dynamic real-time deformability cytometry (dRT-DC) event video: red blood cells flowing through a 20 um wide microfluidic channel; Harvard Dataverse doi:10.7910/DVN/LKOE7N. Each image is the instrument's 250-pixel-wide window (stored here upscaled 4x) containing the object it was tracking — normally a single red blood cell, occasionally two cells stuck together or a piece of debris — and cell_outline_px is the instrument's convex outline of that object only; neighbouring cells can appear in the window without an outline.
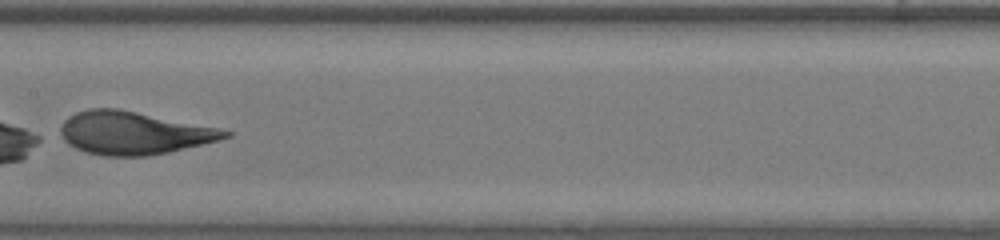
{"species": "human", "species_latin": "Homo sapiens", "temperature_condition": "warm", "stored_images_in_passage": 23, "camera_frame_rate_fps": 3000, "um_per_image_px": 0.085, "donor": {"sex": "female"}, "frame": {"image": 1, "passage_image": 16, "time_ms": 5.0, "image_size_px": [1000, 240], "cell_outline_px": [[232, 136], [220, 140], [168, 152], [148, 156], [104, 156], [88, 152], [76, 148], [68, 144], [64, 140], [60, 132], [60, 128], [64, 120], [68, 116], [76, 112], [88, 108], [116, 108], [220, 128], [232, 132]], "centroid_in_image_um": [11.36, 11.3], "position_along_channel_um": 196.0, "area_um2": 41.04}}
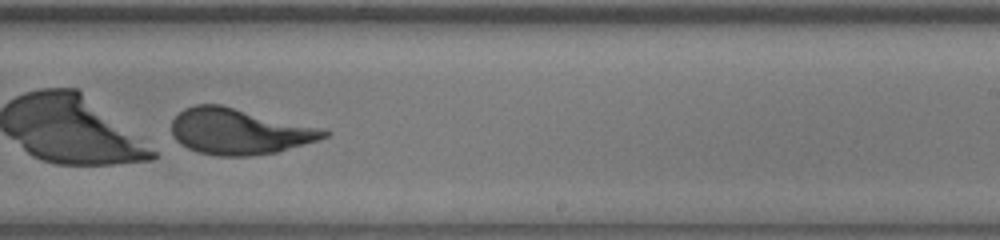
{"frame": {"image": 2, "passage_image": 21, "time_ms": 6.667, "image_size_px": [1000, 240], "cell_outline_px": [[332, 132], [328, 136], [316, 140], [276, 152], [252, 156], [216, 156], [196, 152], [180, 144], [172, 136], [172, 120], [184, 108], [196, 104], [220, 104], [324, 128]], "centroid_in_image_um": [20.31, 11.17], "position_along_channel_um": 268.7, "area_um2": 40.98}}